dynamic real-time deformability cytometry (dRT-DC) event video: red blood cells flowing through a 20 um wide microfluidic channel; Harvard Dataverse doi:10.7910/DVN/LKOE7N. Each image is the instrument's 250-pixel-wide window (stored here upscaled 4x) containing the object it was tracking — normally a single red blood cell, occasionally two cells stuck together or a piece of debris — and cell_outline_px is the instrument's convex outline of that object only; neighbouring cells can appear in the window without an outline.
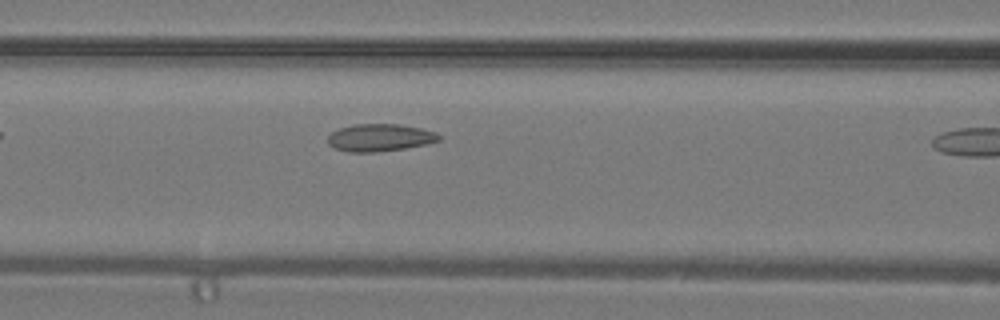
{"species": "common noctule bat (a hibernating species)", "species_latin": "Nyctalus noctula", "temperature_condition": "warm", "stored_images_in_passage": 7, "camera_frame_rate_fps": 3000, "um_per_image_px": 0.085, "animal": {"sex": "male", "body_mass_g": 19.2, "forearm_length_mm": 51.8}, "frame": {"image": 1, "passage_image": 6, "time_ms": 1.667, "image_size_px": [1000, 320], "cell_outline_px": [[440, 140], [428, 144], [404, 148], [376, 152], [348, 152], [336, 148], [328, 144], [328, 136], [332, 132], [340, 128], [352, 124], [400, 124], [420, 128], [436, 132], [440, 136]], "centroid_in_image_um": [32.29, 11.69], "position_along_channel_um": 134.3, "area_um2": 17.74}}